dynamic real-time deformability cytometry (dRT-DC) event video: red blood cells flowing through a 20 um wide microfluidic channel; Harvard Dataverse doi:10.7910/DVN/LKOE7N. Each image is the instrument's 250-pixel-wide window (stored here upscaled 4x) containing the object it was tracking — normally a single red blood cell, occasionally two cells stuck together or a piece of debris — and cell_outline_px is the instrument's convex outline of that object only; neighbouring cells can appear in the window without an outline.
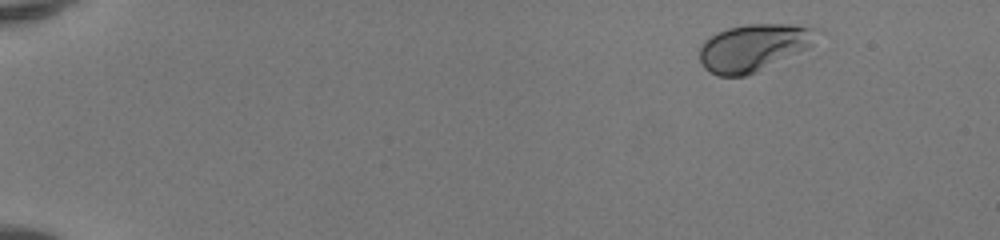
{"species": "human", "species_latin": "Homo sapiens", "temperature_condition": "room temperature", "stored_images_in_passage": 46, "camera_frame_rate_fps": 3000, "um_per_image_px": 0.085, "donor": {"sex": "female"}, "frame": {"image": 1, "passage_image": 1, "time_ms": 0.0, "image_size_px": [1000, 240], "cell_outline_px": [[824, 32], [808, 48], [756, 72], [744, 76], [716, 76], [708, 72], [704, 68], [700, 60], [700, 48], [704, 40], [716, 32], [728, 28], [748, 24], [792, 24], [820, 28]], "centroid_in_image_um": [64.09, 4.02], "position_along_channel_um": 20.9, "area_um2": 32.6}}
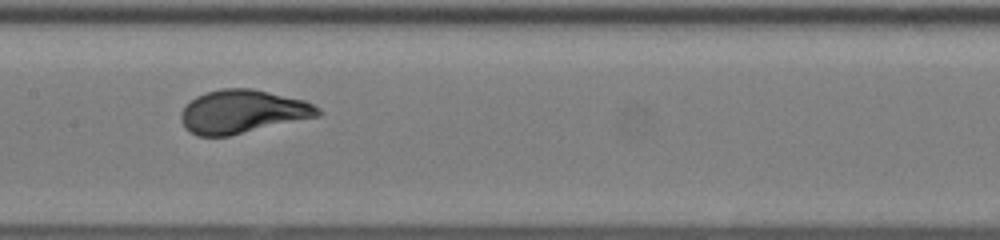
{"frame": {"image": 2, "passage_image": 23, "time_ms": 7.333, "image_size_px": [1000, 240], "cell_outline_px": [[324, 112], [320, 116], [228, 136], [196, 136], [184, 128], [180, 120], [180, 112], [196, 96], [220, 88], [252, 88], [304, 100], [320, 108]], "centroid_in_image_um": [20.62, 9.49], "position_along_channel_um": 186.8, "area_um2": 34.68}}
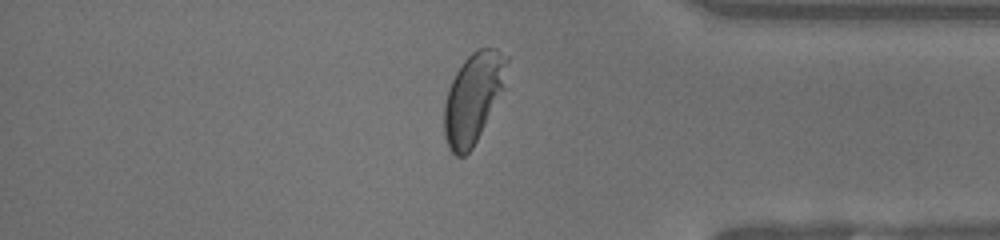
{"frame": {"image": 3, "passage_image": 39, "time_ms": 12.667, "image_size_px": [1000, 240], "cell_outline_px": [[508, 60], [504, 88], [472, 148], [464, 156], [456, 156], [448, 148], [444, 136], [444, 104], [448, 88], [456, 72], [464, 60], [472, 52], [480, 48], [496, 48], [508, 56]], "centroid_in_image_um": [40.21, 8.3], "position_along_channel_um": 395.0, "area_um2": 32.71}, "authors_computed_cell_mechanics": {"area_um2": 33.813, "velocity_mm_per_s": 4.1357, "shape_relaxation_time_tau1_ms": 2.4267, "shape_relaxation_time_tau2_ms": null, "deformation_change_tau1": 0.1486, "deformation_change_tau2": null}}